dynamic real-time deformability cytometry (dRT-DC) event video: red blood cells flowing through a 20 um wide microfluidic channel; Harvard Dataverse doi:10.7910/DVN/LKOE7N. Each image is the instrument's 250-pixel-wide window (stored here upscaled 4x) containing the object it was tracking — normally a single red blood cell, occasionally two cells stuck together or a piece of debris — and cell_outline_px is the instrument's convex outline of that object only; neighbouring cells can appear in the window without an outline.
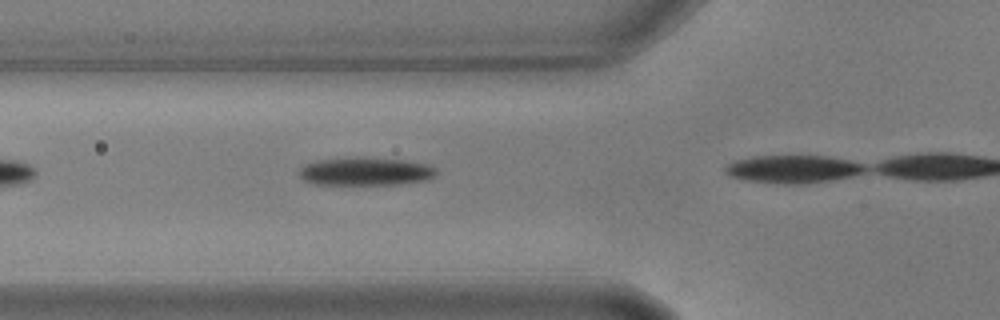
{"species": "common noctule bat (a hibernating species)", "species_latin": "Nyctalus noctula", "temperature_condition": "warm", "stored_images_in_passage": 8, "camera_frame_rate_fps": 3000, "um_per_image_px": 0.085, "animal": {"sex": "male", "body_mass_g": 17.9, "forearm_length_mm": 54.2}, "frame": {"image": 1, "passage_image": 4, "time_ms": 1.0, "image_size_px": [1000, 320], "cell_outline_px": [[436, 176], [428, 180], [396, 184], [312, 184], [304, 180], [300, 176], [300, 168], [304, 164], [316, 160], [400, 160], [428, 164], [436, 168]], "centroid_in_image_um": [31.09, 14.62], "position_along_channel_um": 94.7, "area_um2": 21.39}}